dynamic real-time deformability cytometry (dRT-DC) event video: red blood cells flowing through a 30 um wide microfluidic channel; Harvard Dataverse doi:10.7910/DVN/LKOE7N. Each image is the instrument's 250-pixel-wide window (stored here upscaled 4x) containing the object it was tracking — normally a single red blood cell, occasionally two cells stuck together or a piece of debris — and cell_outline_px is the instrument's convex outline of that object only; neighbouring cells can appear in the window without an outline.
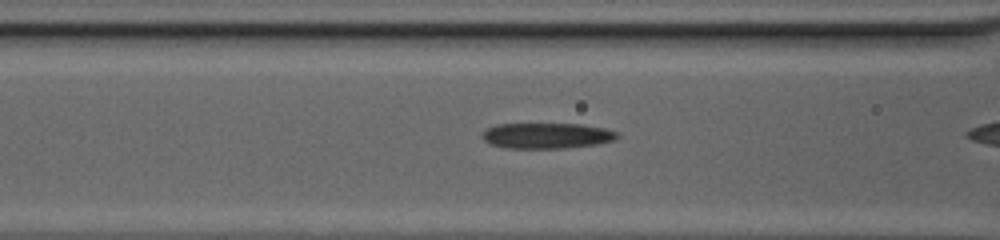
{"species": "common noctule bat (a hibernating species)", "species_latin": "Nyctalus noctula", "temperature_condition": "cold", "stored_images_in_passage": 26, "camera_frame_rate_fps": 3000, "um_per_image_px": 0.085, "animal": {"sex": "female", "body_mass_g": 20.0, "forearm_length_mm": 54.0}, "frame": {"image": 1, "passage_image": 6, "time_ms": 1.667, "image_size_px": [1000, 240], "cell_outline_px": [[620, 136], [612, 140], [596, 144], [560, 148], [508, 148], [492, 144], [484, 140], [484, 132], [488, 128], [496, 124], [580, 124], [604, 128], [616, 132]], "centroid_in_image_um": [46.48, 11.52], "position_along_channel_um": 120.1, "area_um2": 19.77}}
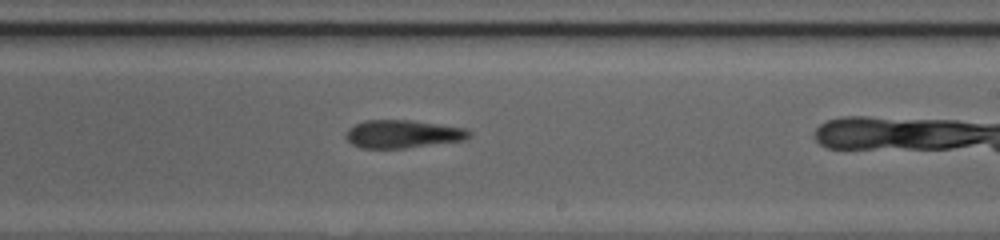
{"frame": {"image": 2, "passage_image": 16, "time_ms": 5.0, "image_size_px": [1000, 240], "cell_outline_px": [[472, 136], [464, 140], [404, 148], [360, 148], [352, 144], [348, 140], [348, 128], [364, 120], [412, 120], [464, 128], [472, 132]], "centroid_in_image_um": [34.26, 11.39], "position_along_channel_um": 254.7, "area_um2": 19.94}}
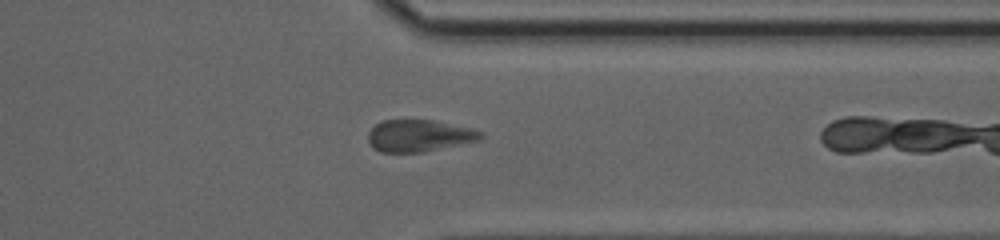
{"frame": {"image": 3, "passage_image": 25, "time_ms": 8.0, "image_size_px": [1000, 240], "cell_outline_px": [[484, 136], [476, 140], [420, 152], [380, 152], [372, 148], [368, 140], [368, 132], [380, 120], [432, 120], [468, 128], [480, 132]], "centroid_in_image_um": [35.51, 11.53], "position_along_channel_um": 375.9, "area_um2": 20.4}}